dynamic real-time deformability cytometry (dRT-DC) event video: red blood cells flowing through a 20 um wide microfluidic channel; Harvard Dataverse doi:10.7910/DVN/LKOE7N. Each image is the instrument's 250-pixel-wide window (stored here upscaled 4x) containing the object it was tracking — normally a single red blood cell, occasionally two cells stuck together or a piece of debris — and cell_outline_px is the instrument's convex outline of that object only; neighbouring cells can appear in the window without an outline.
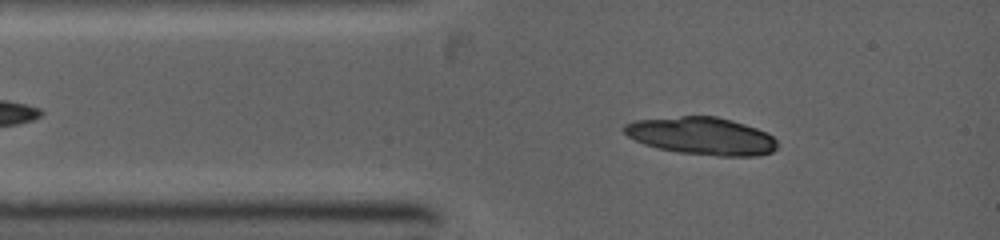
{"species": "common noctule bat (a hibernating species)", "species_latin": "Nyctalus noctula", "temperature_condition": "warm", "stored_images_in_passage": 3, "camera_frame_rate_fps": 5000, "um_per_image_px": 0.085, "animal": {"sex": "female", "body_mass_g": 19.0, "forearm_length_mm": 53.3}, "frame": {"image": 1, "passage_image": 2, "time_ms": 0.4, "image_size_px": [1000, 240], "cell_outline_px": [[776, 148], [772, 152], [756, 156], [716, 156], [676, 152], [656, 148], [644, 144], [628, 136], [624, 132], [624, 124], [636, 120], [680, 116], [716, 116], [732, 120], [756, 128], [772, 136], [776, 140]], "centroid_in_image_um": [59.63, 11.56], "position_along_channel_um": 25.4, "area_um2": 33.47}}